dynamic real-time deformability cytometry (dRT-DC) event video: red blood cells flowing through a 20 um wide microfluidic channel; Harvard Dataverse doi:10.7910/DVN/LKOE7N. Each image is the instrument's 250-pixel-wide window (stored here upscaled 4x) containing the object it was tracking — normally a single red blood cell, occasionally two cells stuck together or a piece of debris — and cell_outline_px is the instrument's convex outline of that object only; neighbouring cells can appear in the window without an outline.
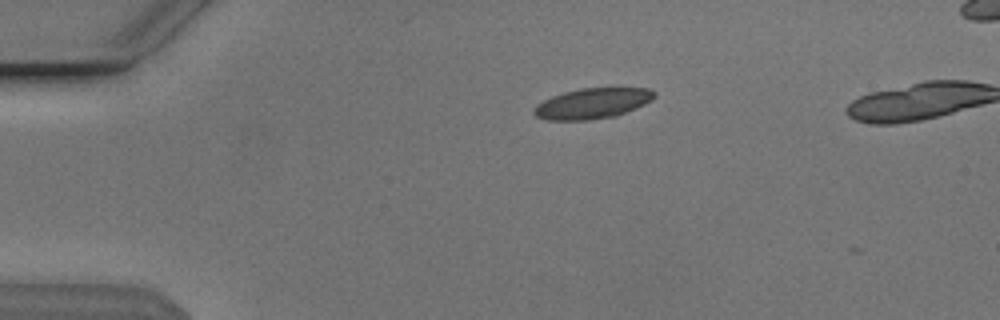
{"species": "Egyptian fruit bat (a non-hibernating species)", "species_latin": "Rousettus aegyptiacus", "temperature_condition": "cold", "stored_images_in_passage": 3, "camera_frame_rate_fps": 3000, "um_per_image_px": 0.085, "animal": {"sex": "male"}, "frame": {"image": 1, "passage_image": 1, "time_ms": 0.0, "image_size_px": [1000, 320], "cell_outline_px": [[656, 96], [652, 100], [644, 104], [616, 116], [588, 120], [544, 120], [536, 116], [532, 112], [532, 108], [536, 104], [552, 96], [564, 92], [580, 88], [648, 88], [656, 92]], "centroid_in_image_um": [50.33, 8.79], "position_along_channel_um": 34.7, "area_um2": 21.5}}